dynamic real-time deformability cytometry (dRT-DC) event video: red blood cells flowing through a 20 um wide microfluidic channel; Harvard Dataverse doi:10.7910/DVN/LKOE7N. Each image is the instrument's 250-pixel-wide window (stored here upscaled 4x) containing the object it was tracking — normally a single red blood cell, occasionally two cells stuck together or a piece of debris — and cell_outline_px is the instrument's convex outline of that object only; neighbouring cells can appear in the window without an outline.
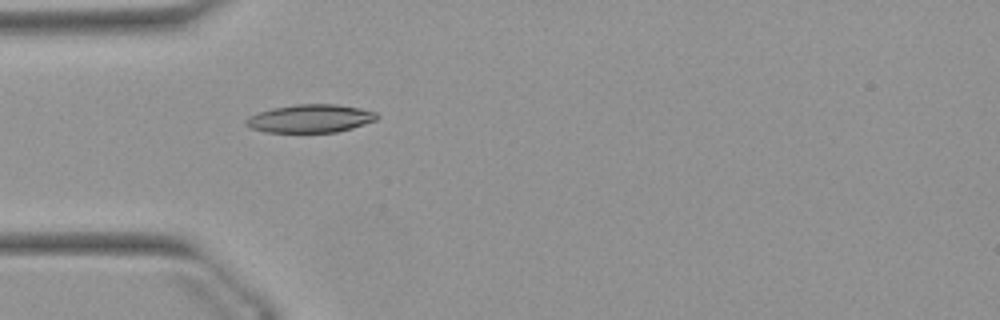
{"species": "Egyptian fruit bat (a non-hibernating species)", "species_latin": "Rousettus aegyptiacus", "temperature_condition": "warm", "stored_images_in_passage": 38, "camera_frame_rate_fps": 3000, "um_per_image_px": 0.085, "animal": {"sex": "female"}, "frame": {"image": 1, "passage_image": 4, "time_ms": 1.0, "image_size_px": [1000, 320], "cell_outline_px": [[380, 116], [376, 120], [352, 128], [336, 132], [264, 132], [252, 128], [244, 120], [248, 116], [256, 112], [272, 108], [296, 104], [336, 104], [360, 108], [376, 112]], "centroid_in_image_um": [26.38, 10.06], "position_along_channel_um": 58.6, "area_um2": 21.5}}
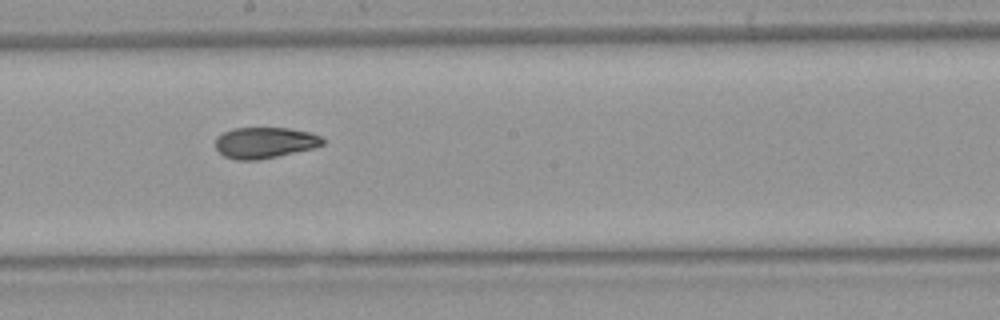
{"frame": {"image": 2, "passage_image": 17, "time_ms": 5.333, "image_size_px": [1000, 320], "cell_outline_px": [[324, 144], [312, 148], [276, 156], [256, 160], [236, 160], [224, 156], [216, 148], [216, 136], [232, 128], [288, 128], [308, 132], [320, 136], [324, 140]], "centroid_in_image_um": [22.47, 12.12], "position_along_channel_um": 225.7, "area_um2": 19.19}}
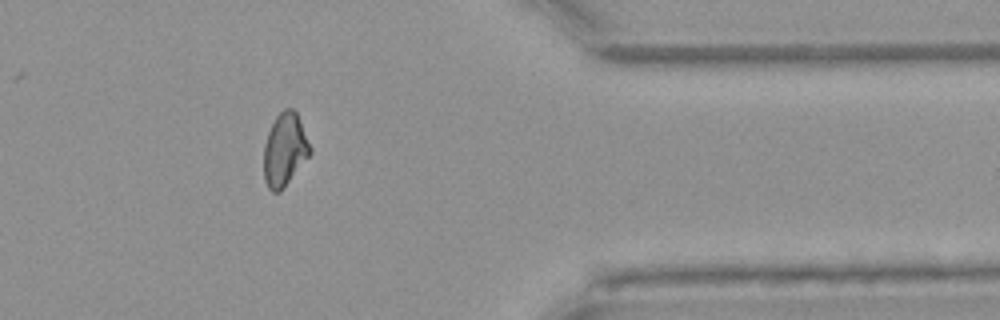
{"frame": {"image": 3, "passage_image": 31, "time_ms": 10.0, "image_size_px": [1000, 320], "cell_outline_px": [[312, 152], [284, 188], [280, 192], [272, 192], [268, 188], [264, 180], [264, 144], [268, 132], [276, 116], [284, 108], [292, 108], [296, 112], [312, 148]], "centroid_in_image_um": [24.2, 12.74], "position_along_channel_um": 387.2, "area_um2": 19.71}, "authors_computed_cell_mechanics": {"area_um2": 19.9988, "velocity_mm_per_s": 3.914, "shape_relaxation_time_tau1_ms": null, "shape_relaxation_time_tau2_ms": 2.5741, "deformation_change_tau1": null, "deformation_change_tau2": 0.0768}}